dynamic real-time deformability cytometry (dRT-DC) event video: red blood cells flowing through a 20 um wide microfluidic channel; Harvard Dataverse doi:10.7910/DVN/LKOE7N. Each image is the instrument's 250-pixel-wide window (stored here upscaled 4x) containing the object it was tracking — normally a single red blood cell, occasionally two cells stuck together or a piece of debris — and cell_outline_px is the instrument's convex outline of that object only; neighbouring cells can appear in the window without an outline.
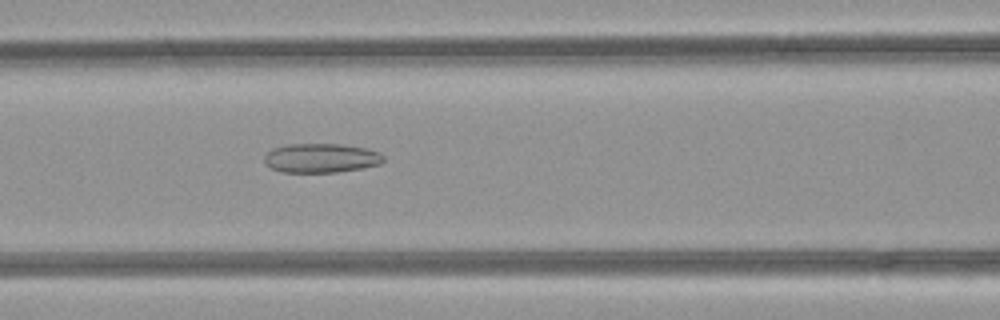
{"species": "common noctule bat (a hibernating species)", "species_latin": "Nyctalus noctula", "temperature_condition": "room temperature", "stored_images_in_passage": 39, "camera_frame_rate_fps": 3000, "um_per_image_px": 0.085, "animal": {"sex": "female", "body_mass_g": 21.9}, "frame": {"image": 1, "passage_image": 10, "time_ms": 3.0, "image_size_px": [1000, 320], "cell_outline_px": [[384, 160], [380, 164], [364, 168], [336, 172], [284, 172], [272, 168], [264, 164], [264, 156], [272, 148], [288, 144], [340, 144], [364, 148], [380, 152], [384, 156]], "centroid_in_image_um": [27.29, 13.43], "position_along_channel_um": 139.3, "area_um2": 20.35}}
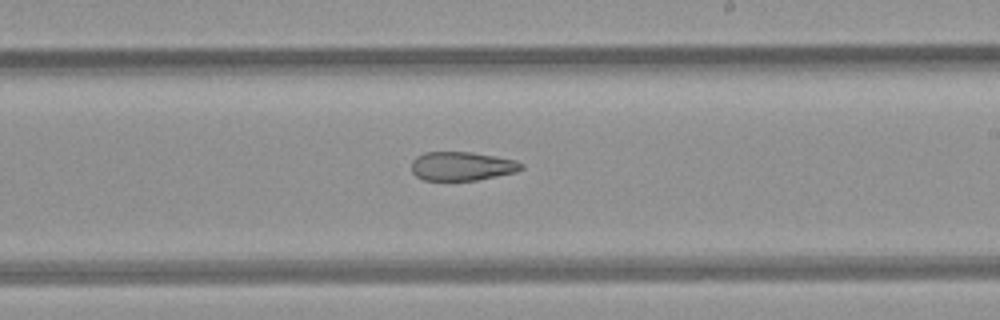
{"frame": {"image": 2, "passage_image": 18, "time_ms": 5.667, "image_size_px": [1000, 320], "cell_outline_px": [[524, 168], [516, 172], [476, 180], [424, 180], [416, 176], [412, 172], [412, 160], [416, 156], [424, 152], [472, 152], [516, 160], [524, 164]], "centroid_in_image_um": [39.26, 14.12], "position_along_channel_um": 249.7, "area_um2": 18.5}}
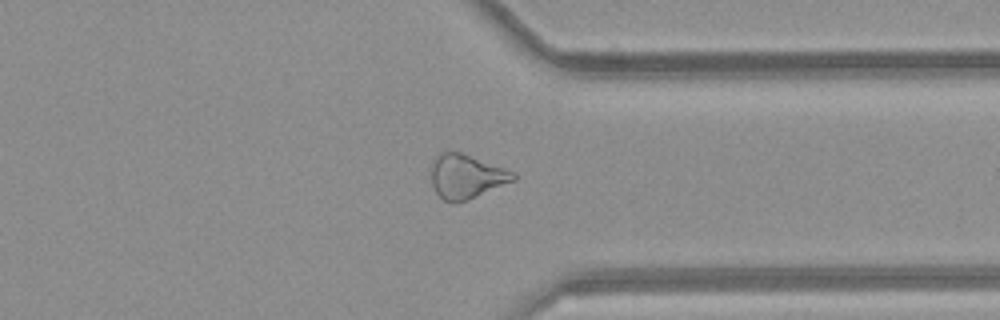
{"frame": {"image": 3, "passage_image": 27, "time_ms": 8.667, "image_size_px": [1000, 320], "cell_outline_px": [[516, 180], [468, 200], [452, 204], [444, 200], [436, 192], [432, 184], [432, 160], [440, 152], [460, 152], [516, 172]], "centroid_in_image_um": [39.65, 15.01], "position_along_channel_um": 371.8, "area_um2": 21.15}, "authors_computed_cell_mechanics": {"area_um2": 21.675, "velocity_mm_per_s": 4.1491, "shape_relaxation_time_tau1_ms": null, "shape_relaxation_time_tau2_ms": 5.3795, "deformation_change_tau1": null, "deformation_change_tau2": 0.1564}}